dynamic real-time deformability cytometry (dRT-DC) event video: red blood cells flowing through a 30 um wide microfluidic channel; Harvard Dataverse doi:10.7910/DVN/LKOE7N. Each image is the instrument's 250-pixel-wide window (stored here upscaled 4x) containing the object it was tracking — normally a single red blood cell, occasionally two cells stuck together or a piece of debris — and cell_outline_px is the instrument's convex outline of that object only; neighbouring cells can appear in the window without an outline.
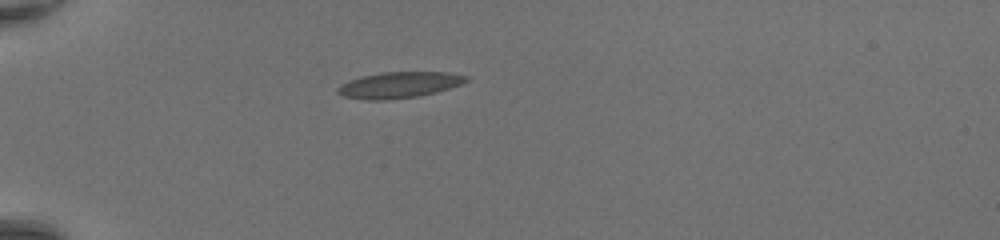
{"species": "common noctule bat (a hibernating species)", "species_latin": "Nyctalus noctula", "temperature_condition": "room temperature", "stored_images_in_passage": 34, "camera_frame_rate_fps": 3000, "um_per_image_px": 0.085, "animal": {"sex": "female", "body_mass_g": 20.0, "forearm_length_mm": 54.0}, "frame": {"image": 1, "passage_image": 1, "time_ms": 0.0, "image_size_px": [1000, 240], "cell_outline_px": [[468, 80], [460, 84], [436, 92], [420, 96], [388, 100], [368, 100], [344, 96], [336, 92], [336, 88], [340, 84], [348, 80], [360, 76], [380, 72], [448, 72], [468, 76]], "centroid_in_image_um": [33.88, 7.22], "position_along_channel_um": 51.1, "area_um2": 19.65}}
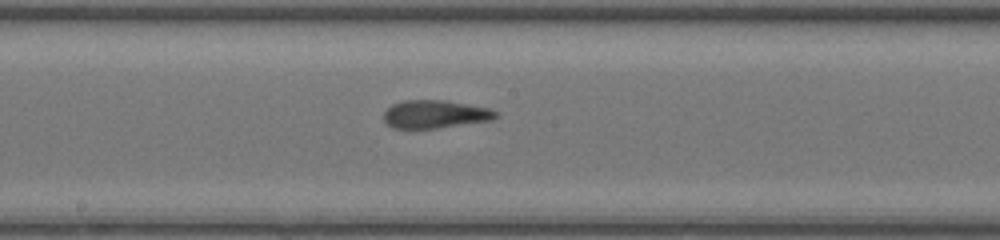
{"frame": {"image": 2, "passage_image": 14, "time_ms": 4.333, "image_size_px": [1000, 240], "cell_outline_px": [[500, 116], [492, 120], [436, 128], [392, 128], [384, 120], [384, 112], [392, 104], [404, 100], [444, 100], [488, 108], [500, 112]], "centroid_in_image_um": [37.01, 9.7], "position_along_channel_um": 211.2, "area_um2": 18.26}}
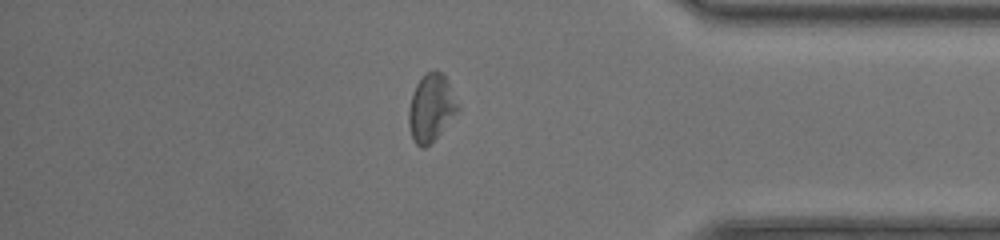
{"frame": {"image": 3, "passage_image": 28, "time_ms": 9.0, "image_size_px": [1000, 240], "cell_outline_px": [[460, 108], [440, 132], [424, 148], [420, 148], [412, 140], [408, 124], [408, 108], [412, 92], [416, 84], [428, 72], [436, 68], [448, 80], [460, 104]], "centroid_in_image_um": [36.63, 9.14], "position_along_channel_um": 398.6, "area_um2": 19.31}, "authors_computed_cell_mechanics": {"area_um2": 18.785, "velocity_mm_per_s": 4.3889, "shape_relaxation_time_tau1_ms": 4.9049, "shape_relaxation_time_tau2_ms": 1.7266, "deformation_change_tau1": 0.1648, "deformation_change_tau2": 0.1095}}